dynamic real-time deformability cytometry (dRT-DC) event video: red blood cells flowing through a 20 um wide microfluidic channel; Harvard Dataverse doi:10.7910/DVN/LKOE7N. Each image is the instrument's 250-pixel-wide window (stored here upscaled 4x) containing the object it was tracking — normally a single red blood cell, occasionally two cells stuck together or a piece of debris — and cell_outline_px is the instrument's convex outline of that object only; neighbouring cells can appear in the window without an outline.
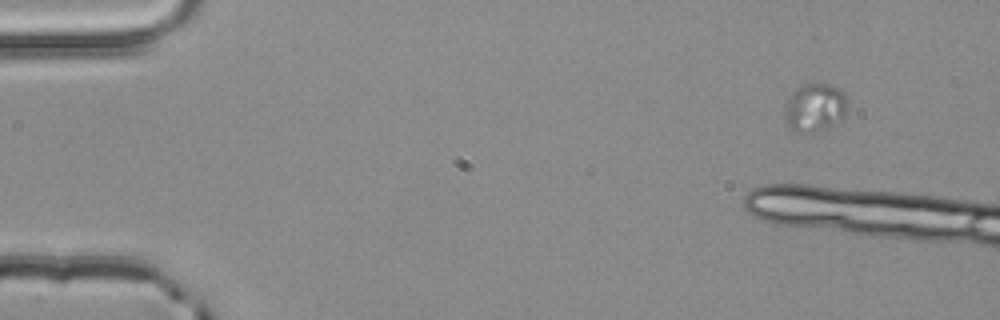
{"species": "common noctule bat (a hibernating species)", "species_latin": "Nyctalus noctula", "temperature_condition": "room temperature", "stored_images_in_passage": 5, "camera_frame_rate_fps": 3000, "um_per_image_px": 0.085, "animal": {"sex": "male", "body_mass_g": 20.4}, "frame": {"image": 1, "passage_image": 1, "time_ms": 0.0, "image_size_px": [1000, 320], "cell_outline_px": [[848, 108], [844, 116], [840, 120], [824, 128], [808, 132], [796, 132], [788, 128], [784, 120], [784, 104], [788, 96], [800, 84], [812, 80], [828, 84], [844, 92]], "centroid_in_image_um": [69.2, 9.08], "position_along_channel_um": 15.8, "area_um2": 18.21}}